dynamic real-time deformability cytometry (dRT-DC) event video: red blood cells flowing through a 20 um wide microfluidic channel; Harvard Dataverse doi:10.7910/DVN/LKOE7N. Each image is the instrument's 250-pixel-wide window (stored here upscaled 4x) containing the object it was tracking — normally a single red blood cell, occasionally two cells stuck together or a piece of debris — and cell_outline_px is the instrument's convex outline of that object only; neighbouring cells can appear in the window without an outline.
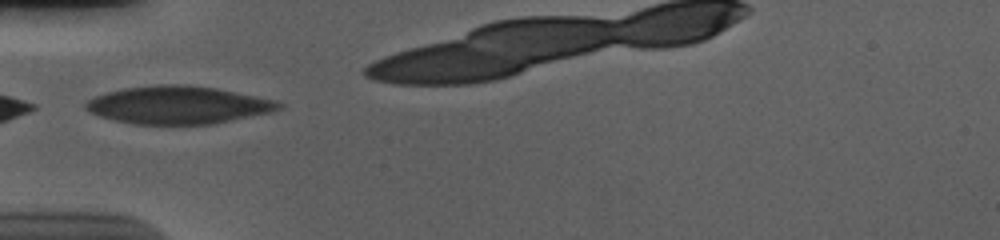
{"species": "human", "species_latin": "Homo sapiens", "temperature_condition": "cold", "stored_images_in_passage": 27, "camera_frame_rate_fps": 3000, "um_per_image_px": 0.085, "donor": {"sex": "male"}, "frame": {"image": 1, "passage_image": 1, "time_ms": 0.0, "image_size_px": [1000, 240], "cell_outline_px": [[284, 108], [272, 112], [212, 124], [132, 124], [112, 120], [100, 116], [84, 108], [84, 104], [88, 100], [96, 96], [108, 92], [124, 88], [156, 84], [184, 84], [216, 88], [276, 100], [284, 104]], "centroid_in_image_um": [15.16, 8.92], "position_along_channel_um": 69.8, "area_um2": 42.6}}
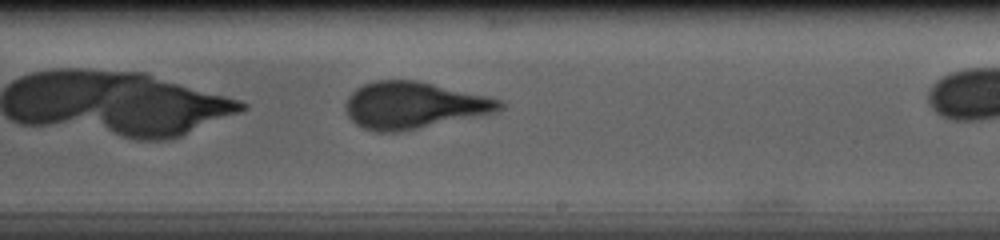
{"frame": {"image": 2, "passage_image": 16, "time_ms": 5.0, "image_size_px": [1000, 240], "cell_outline_px": [[508, 104], [500, 112], [400, 132], [376, 132], [364, 128], [356, 124], [348, 116], [344, 108], [344, 104], [348, 96], [356, 88], [364, 84], [376, 80], [416, 80], [488, 96], [504, 100]], "centroid_in_image_um": [35.22, 8.95], "position_along_channel_um": 253.8, "area_um2": 42.54}}